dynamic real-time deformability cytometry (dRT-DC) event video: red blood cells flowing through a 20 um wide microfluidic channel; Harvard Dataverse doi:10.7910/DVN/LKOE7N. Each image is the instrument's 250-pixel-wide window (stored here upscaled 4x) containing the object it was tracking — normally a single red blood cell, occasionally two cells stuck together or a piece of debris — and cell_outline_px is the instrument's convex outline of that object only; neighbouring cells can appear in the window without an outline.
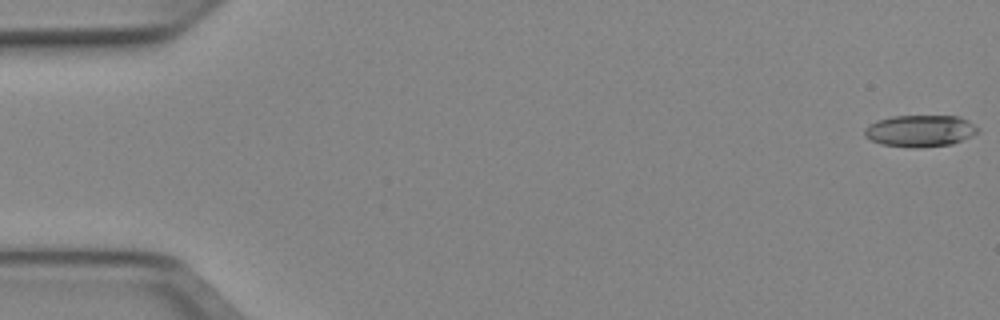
{"species": "Egyptian fruit bat (a non-hibernating species)", "species_latin": "Rousettus aegyptiacus", "temperature_condition": "cold", "stored_images_in_passage": 14, "camera_frame_rate_fps": 3000, "um_per_image_px": 0.085, "animal": {"sex": "female"}, "frame": {"image": 1, "passage_image": 1, "time_ms": 0.0, "image_size_px": [1000, 320], "cell_outline_px": [[980, 132], [972, 136], [952, 144], [916, 148], [912, 148], [880, 144], [864, 136], [864, 128], [868, 124], [876, 120], [892, 116], [960, 116], [968, 120], [980, 128]], "centroid_in_image_um": [78.22, 11.12], "position_along_channel_um": 6.8, "area_um2": 21.27}}
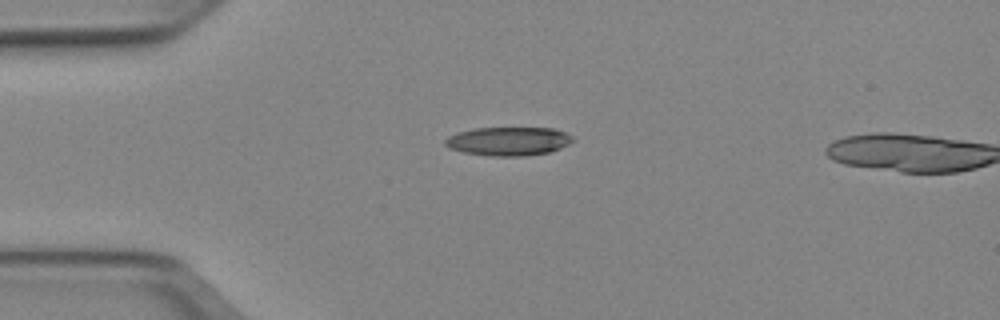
{"frame": {"image": 2, "passage_image": 13, "time_ms": 4.0, "image_size_px": [1000, 320], "cell_outline_px": [[572, 140], [568, 144], [560, 148], [548, 152], [524, 156], [492, 156], [464, 152], [448, 148], [444, 144], [444, 140], [448, 136], [456, 132], [472, 128], [552, 128], [564, 132], [572, 136]], "centroid_in_image_um": [43.16, 12.0], "position_along_channel_um": 41.8, "area_um2": 21.27}}